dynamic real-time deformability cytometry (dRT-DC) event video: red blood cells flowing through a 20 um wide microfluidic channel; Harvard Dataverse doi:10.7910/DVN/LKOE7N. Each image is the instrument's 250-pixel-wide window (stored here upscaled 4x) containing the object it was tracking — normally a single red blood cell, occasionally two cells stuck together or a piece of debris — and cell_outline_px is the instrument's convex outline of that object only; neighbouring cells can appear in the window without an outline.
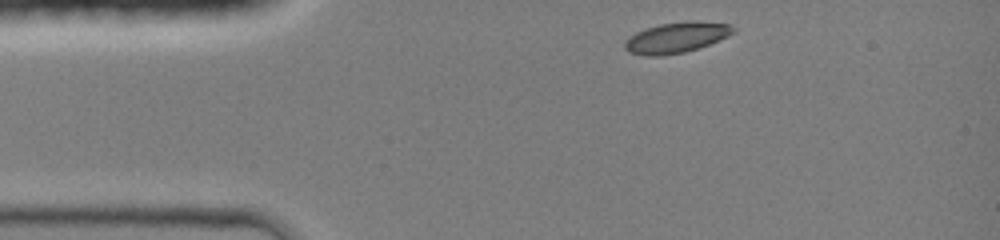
{"species": "common noctule bat (a hibernating species)", "species_latin": "Nyctalus noctula", "temperature_condition": "room temperature", "stored_images_in_passage": 33, "camera_frame_rate_fps": 3000, "um_per_image_px": 0.085, "animal": {"sex": "female", "body_mass_g": 19.0, "forearm_length_mm": 51.5}, "frame": {"image": 1, "passage_image": 1, "time_ms": 0.0, "image_size_px": [1000, 240], "cell_outline_px": [[736, 32], [728, 36], [708, 44], [684, 52], [660, 56], [644, 56], [628, 52], [624, 48], [624, 40], [628, 36], [644, 28], [660, 24], [688, 20], [700, 20], [732, 24], [736, 28]], "centroid_in_image_um": [57.49, 3.17], "position_along_channel_um": 27.5, "area_um2": 19.77}}
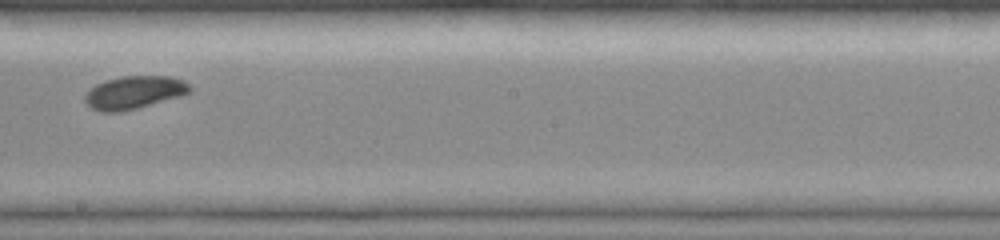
{"frame": {"image": 2, "passage_image": 19, "time_ms": 6.0, "image_size_px": [1000, 240], "cell_outline_px": [[192, 88], [188, 92], [180, 96], [136, 108], [120, 112], [100, 112], [92, 108], [84, 100], [84, 96], [96, 84], [104, 80], [120, 76], [168, 76], [184, 80]], "centroid_in_image_um": [11.38, 7.85], "position_along_channel_um": 236.8, "area_um2": 19.94}}
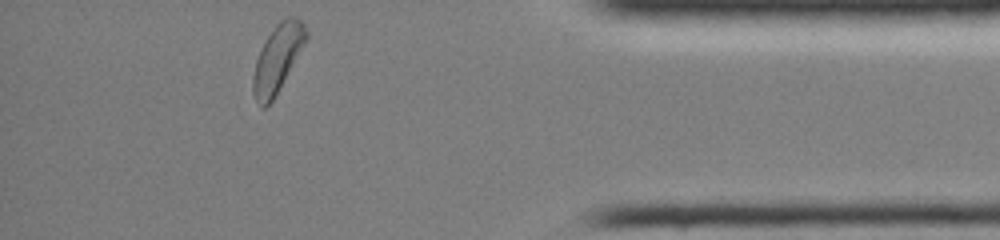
{"frame": {"image": 3, "passage_image": 33, "time_ms": 10.667, "image_size_px": [1000, 240], "cell_outline_px": [[308, 36], [304, 44], [272, 100], [264, 108], [260, 108], [252, 92], [252, 76], [256, 60], [268, 36], [276, 24], [280, 20], [288, 16], [292, 16], [300, 20], [304, 24], [308, 32]], "centroid_in_image_um": [23.57, 4.96], "position_along_channel_um": 411.6, "area_um2": 20.23}, "authors_computed_cell_mechanics": {"area_um2": 19.8254, "velocity_mm_per_s": 4.2679, "shape_relaxation_time_tau1_ms": 1.7399, "shape_relaxation_time_tau2_ms": null, "deformation_change_tau1": 0.071, "deformation_change_tau2": null}}